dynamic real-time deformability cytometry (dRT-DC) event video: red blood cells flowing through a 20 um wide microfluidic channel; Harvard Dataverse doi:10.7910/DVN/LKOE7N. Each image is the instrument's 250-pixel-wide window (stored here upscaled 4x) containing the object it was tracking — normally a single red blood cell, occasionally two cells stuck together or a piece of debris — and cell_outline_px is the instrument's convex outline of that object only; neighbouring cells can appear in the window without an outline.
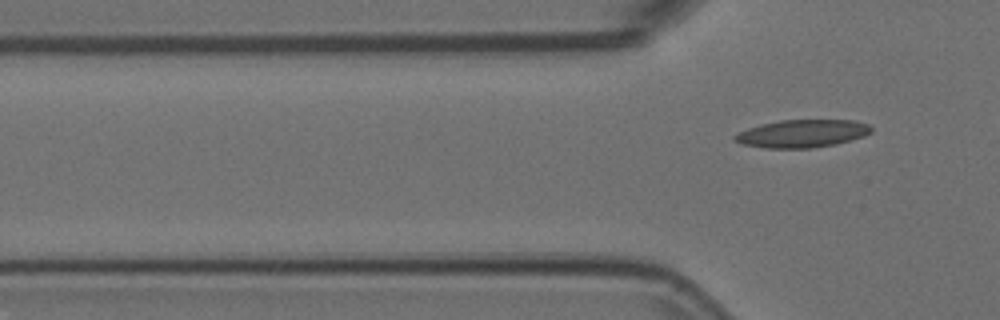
{"species": "Egyptian fruit bat (a non-hibernating species)", "species_latin": "Rousettus aegyptiacus", "temperature_condition": "room temperature", "stored_images_in_passage": 9, "segment_of_instrument_passage": [2, 2], "camera_frame_rate_fps": 3000, "um_per_image_px": 0.085, "animal": {"sex": "female"}, "frame": {"image": 1, "passage_image": 9, "time_ms": 2.667, "image_size_px": [1000, 320], "cell_outline_px": [[872, 132], [864, 136], [852, 140], [836, 144], [812, 148], [768, 148], [740, 144], [732, 140], [732, 136], [748, 128], [760, 124], [780, 120], [852, 120], [868, 124], [872, 128]], "centroid_in_image_um": [68.17, 11.35], "position_along_channel_um": 57.6, "area_um2": 22.25}}